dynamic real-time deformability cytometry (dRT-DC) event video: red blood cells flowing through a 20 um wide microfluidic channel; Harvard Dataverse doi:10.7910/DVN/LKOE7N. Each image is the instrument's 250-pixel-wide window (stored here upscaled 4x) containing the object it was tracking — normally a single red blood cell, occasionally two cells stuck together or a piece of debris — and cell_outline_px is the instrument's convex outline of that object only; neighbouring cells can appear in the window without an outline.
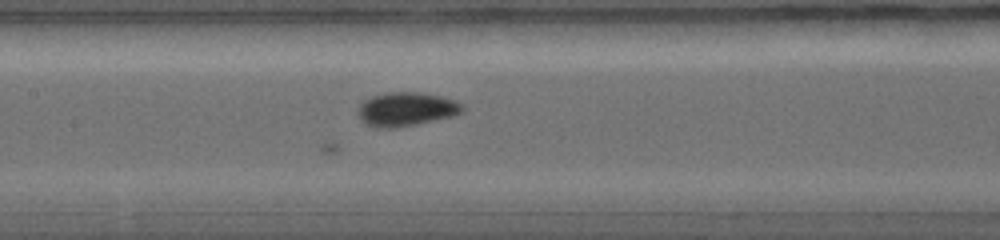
{"species": "common noctule bat (a hibernating species)", "species_latin": "Nyctalus noctula", "temperature_condition": "warm", "stored_images_in_passage": 30, "camera_frame_rate_fps": 5000, "um_per_image_px": 0.085, "animal": {"sex": "female", "body_mass_g": 19.0, "forearm_length_mm": 56.7}, "frame": {"image": 1, "passage_image": 14, "time_ms": 4.2, "image_size_px": [1000, 240], "cell_outline_px": [[460, 112], [448, 116], [408, 124], [372, 124], [364, 120], [360, 112], [360, 108], [372, 96], [388, 92], [420, 92], [440, 96], [452, 100], [460, 104]], "centroid_in_image_um": [34.59, 9.18], "position_along_channel_um": 172.8, "area_um2": 18.26}}
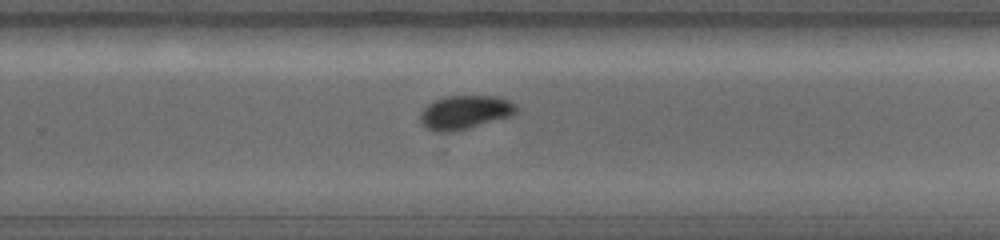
{"frame": {"image": 2, "passage_image": 20, "time_ms": 6.2, "image_size_px": [1000, 240], "cell_outline_px": [[516, 108], [508, 116], [464, 128], [432, 128], [424, 124], [420, 116], [424, 108], [428, 104], [436, 100], [448, 96], [492, 96], [508, 100]], "centroid_in_image_um": [39.52, 9.46], "position_along_channel_um": 290.3, "area_um2": 17.05}}
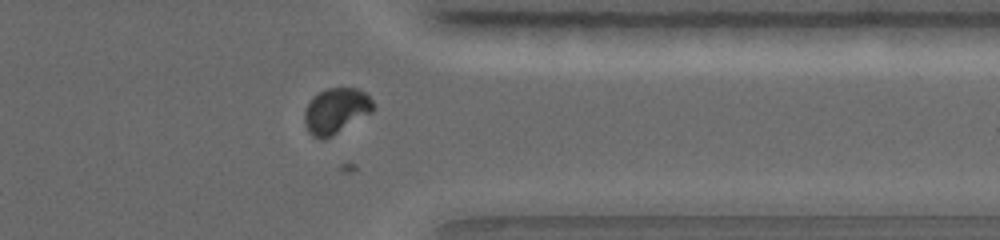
{"frame": {"image": 3, "passage_image": 25, "time_ms": 7.8, "image_size_px": [1000, 240], "cell_outline_px": [[372, 112], [336, 132], [328, 136], [312, 136], [308, 132], [304, 120], [304, 112], [308, 104], [320, 92], [328, 88], [356, 88], [364, 92], [372, 100]], "centroid_in_image_um": [28.55, 9.38], "position_along_channel_um": 382.9, "area_um2": 17.34}}